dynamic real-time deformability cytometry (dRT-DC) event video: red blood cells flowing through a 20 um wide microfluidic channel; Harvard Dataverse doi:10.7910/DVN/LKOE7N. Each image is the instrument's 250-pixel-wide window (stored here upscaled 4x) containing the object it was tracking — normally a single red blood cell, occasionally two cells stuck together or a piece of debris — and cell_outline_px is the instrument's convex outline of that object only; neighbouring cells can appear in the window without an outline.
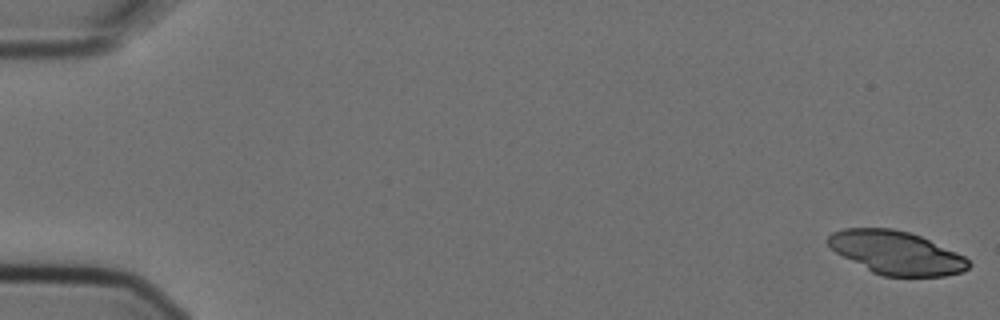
{"species": "Egyptian fruit bat (a non-hibernating species)", "species_latin": "Rousettus aegyptiacus", "temperature_condition": "cold", "stored_images_in_passage": 10, "camera_frame_rate_fps": 3000, "um_per_image_px": 0.085, "animal": {"sex": "female"}, "frame": {"image": 1, "passage_image": 1, "time_ms": 0.0, "image_size_px": [1000, 320], "cell_outline_px": [[972, 264], [964, 272], [944, 276], [884, 276], [872, 272], [836, 252], [828, 244], [828, 236], [832, 232], [844, 228], [892, 228], [908, 232], [920, 236], [956, 252], [964, 256]], "centroid_in_image_um": [76.2, 21.48], "position_along_channel_um": 8.8, "area_um2": 35.14}}
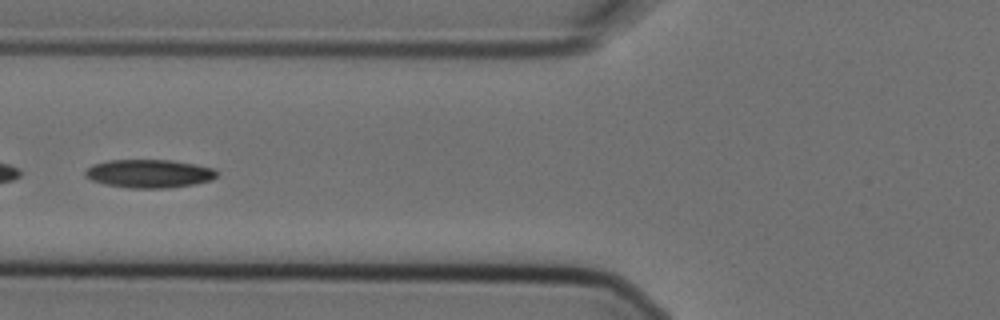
{"frame": {"image": 2, "passage_image": 7, "time_ms": 2.0, "image_size_px": [1000, 320], "cell_outline_px": [[220, 172], [212, 180], [192, 184], [168, 188], [128, 188], [104, 184], [92, 180], [84, 176], [84, 172], [92, 164], [108, 160], [172, 160], [196, 164], [216, 168]], "centroid_in_image_um": [12.7, 14.75], "position_along_channel_um": 113.1, "area_um2": 21.96}}
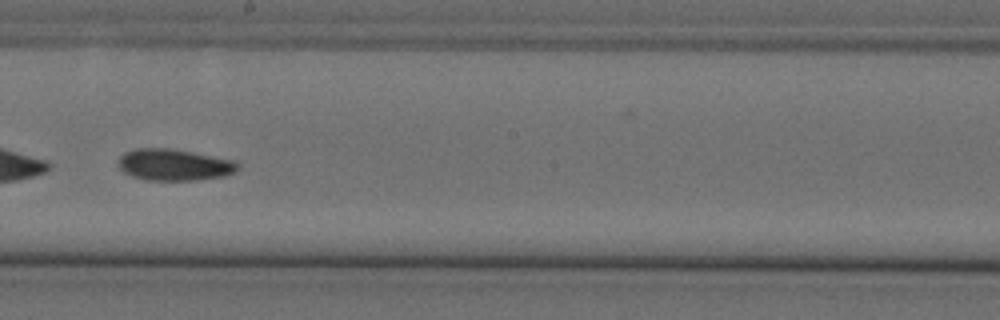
{"frame": {"image": 3, "passage_image": 10, "time_ms": 3.0, "image_size_px": [1000, 320], "cell_outline_px": [[240, 168], [236, 172], [224, 176], [196, 180], [144, 180], [132, 176], [124, 172], [116, 164], [116, 160], [124, 152], [136, 148], [168, 148], [192, 152], [236, 160], [240, 164]], "centroid_in_image_um": [14.8, 14.0], "position_along_channel_um": 233.4, "area_um2": 22.31}}